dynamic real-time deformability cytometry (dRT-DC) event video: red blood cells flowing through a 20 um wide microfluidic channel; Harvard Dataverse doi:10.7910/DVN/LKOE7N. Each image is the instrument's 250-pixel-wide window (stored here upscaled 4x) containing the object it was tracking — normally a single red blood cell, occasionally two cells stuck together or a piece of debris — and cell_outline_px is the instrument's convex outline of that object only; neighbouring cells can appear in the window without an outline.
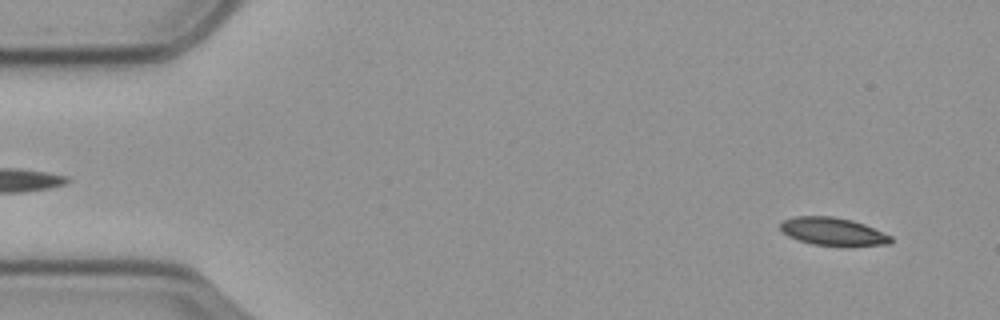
{"species": "common noctule bat (a hibernating species)", "species_latin": "Nyctalus noctula", "temperature_condition": "cold", "stored_images_in_passage": 59, "segment_of_instrument_passage": [1, 2], "camera_frame_rate_fps": 3000, "um_per_image_px": 0.085, "animal": {"sex": "male", "body_mass_g": 23.1, "forearm_length_mm": 52.7}, "frame": {"image": 1, "passage_image": 4, "time_ms": 1.0, "image_size_px": [1000, 320], "cell_outline_px": [[892, 240], [888, 244], [812, 244], [788, 236], [780, 228], [780, 224], [784, 220], [796, 216], [832, 216], [852, 220], [864, 224], [892, 236]], "centroid_in_image_um": [70.76, 19.64], "position_along_channel_um": 14.2, "area_um2": 17.22}}
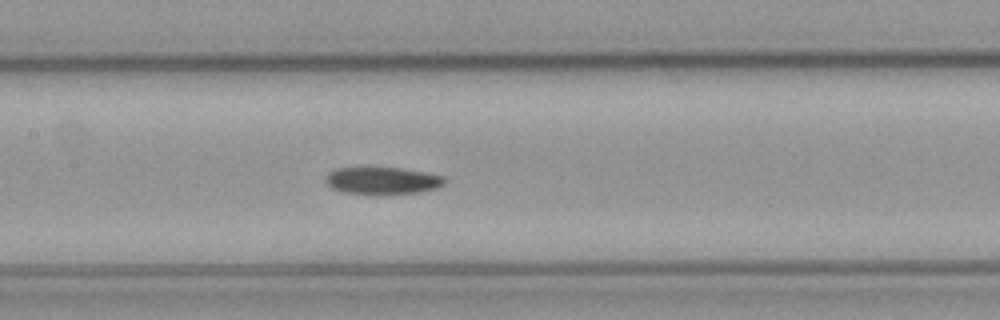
{"frame": {"image": 2, "passage_image": 27, "time_ms": 8.667, "image_size_px": [1000, 320], "cell_outline_px": [[448, 180], [444, 184], [436, 188], [420, 192], [392, 196], [376, 196], [344, 192], [332, 188], [328, 184], [328, 172], [336, 168], [400, 168], [424, 172], [444, 176]], "centroid_in_image_um": [32.57, 15.4], "position_along_channel_um": 174.8, "area_um2": 19.31}}
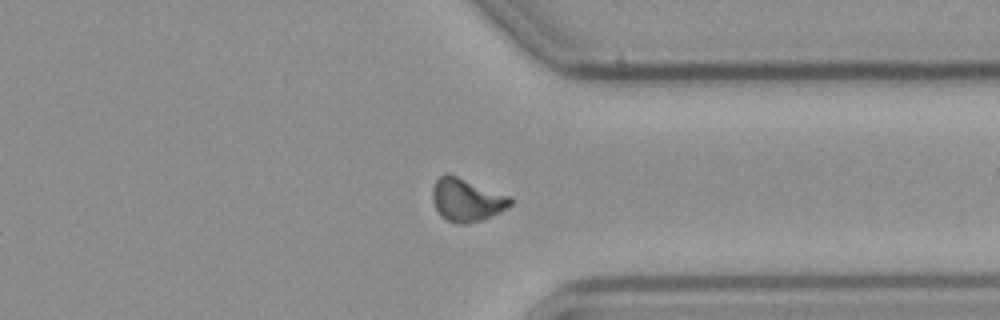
{"frame": {"image": 3, "passage_image": 44, "time_ms": 14.333, "image_size_px": [1000, 320], "cell_outline_px": [[512, 204], [500, 212], [484, 220], [468, 224], [456, 224], [440, 216], [432, 200], [432, 188], [436, 180], [444, 172], [448, 172], [512, 196]], "centroid_in_image_um": [39.67, 16.98], "position_along_channel_um": 371.7, "area_um2": 20.0}}